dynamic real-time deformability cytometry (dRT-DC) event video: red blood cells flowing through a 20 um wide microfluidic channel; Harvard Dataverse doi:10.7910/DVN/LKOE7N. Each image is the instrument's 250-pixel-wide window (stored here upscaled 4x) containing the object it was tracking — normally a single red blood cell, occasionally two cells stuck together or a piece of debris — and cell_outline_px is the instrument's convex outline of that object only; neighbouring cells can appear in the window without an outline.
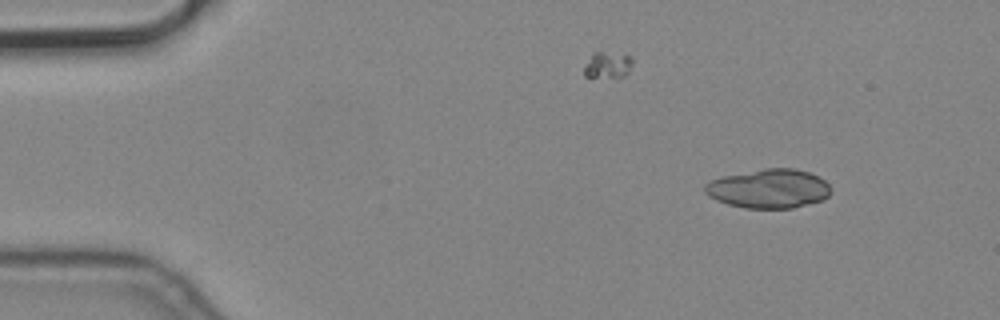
{"species": "common noctule bat (a hibernating species)", "species_latin": "Nyctalus noctula", "temperature_condition": "cold", "stored_images_in_passage": 3, "camera_frame_rate_fps": 3000, "um_per_image_px": 0.085, "animal": {"sex": "male", "body_mass_g": 19.2, "forearm_length_mm": 51.8}, "frame": {"image": 1, "passage_image": 1, "time_ms": 0.0, "image_size_px": [1000, 320], "cell_outline_px": [[832, 192], [824, 200], [792, 208], [744, 208], [728, 204], [716, 200], [708, 196], [704, 192], [704, 184], [720, 176], [764, 168], [796, 168], [820, 176], [832, 188]], "centroid_in_image_um": [65.35, 16.03], "position_along_channel_um": 19.6, "area_um2": 29.07}}